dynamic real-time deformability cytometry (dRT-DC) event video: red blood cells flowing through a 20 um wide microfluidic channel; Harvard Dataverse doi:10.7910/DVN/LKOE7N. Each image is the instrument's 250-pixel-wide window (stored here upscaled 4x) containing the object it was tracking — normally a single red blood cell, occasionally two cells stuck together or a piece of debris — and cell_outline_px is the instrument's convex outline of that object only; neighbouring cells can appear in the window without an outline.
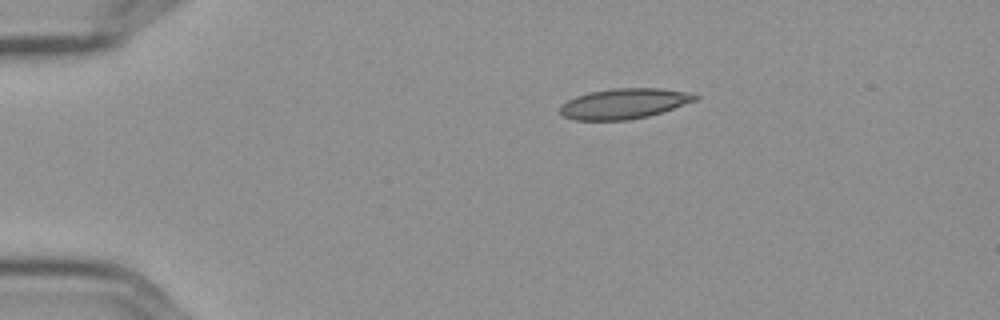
{"species": "Egyptian fruit bat (a non-hibernating species)", "species_latin": "Rousettus aegyptiacus", "temperature_condition": "cold", "stored_images_in_passage": 9, "camera_frame_rate_fps": 3000, "um_per_image_px": 0.085, "frame": {"image": 1, "passage_image": 1, "time_ms": 0.0, "image_size_px": [1000, 320], "cell_outline_px": [[700, 96], [696, 100], [648, 116], [628, 120], [576, 120], [564, 116], [560, 112], [560, 104], [576, 96], [588, 92], [612, 88], [660, 88], [696, 92]], "centroid_in_image_um": [53.07, 8.79], "position_along_channel_um": 31.9, "area_um2": 23.99}}
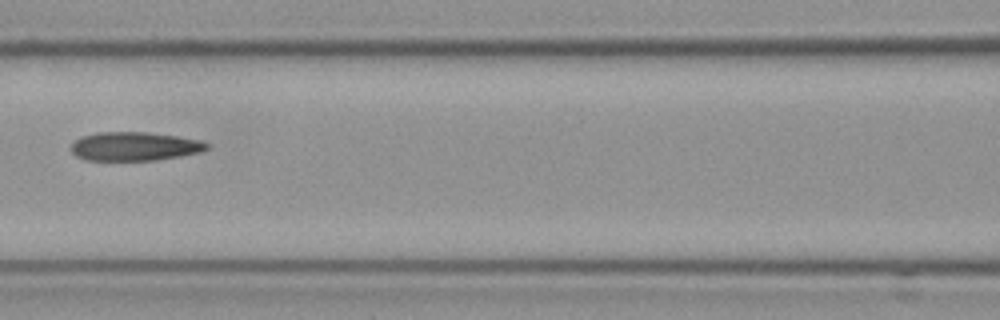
{"frame": {"image": 2, "passage_image": 5, "time_ms": 1.333, "image_size_px": [1000, 320], "cell_outline_px": [[212, 144], [208, 148], [200, 152], [180, 156], [156, 160], [84, 160], [76, 156], [72, 152], [72, 144], [80, 136], [96, 132], [144, 132], [176, 136], [204, 140]], "centroid_in_image_um": [11.47, 12.43], "position_along_channel_um": 155.1, "area_um2": 22.89}}
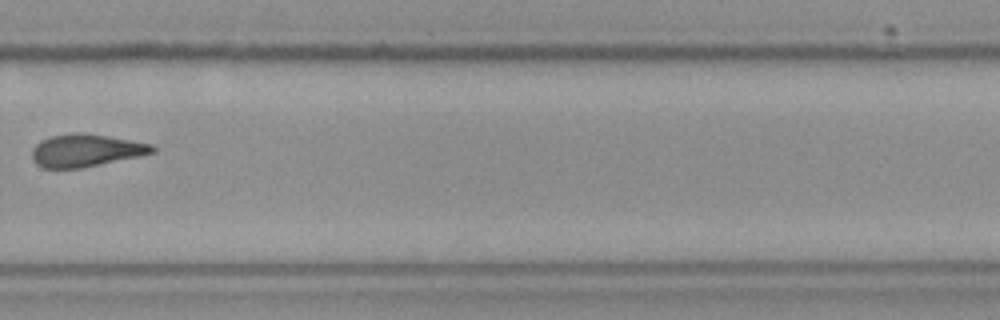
{"frame": {"image": 3, "passage_image": 9, "time_ms": 2.667, "image_size_px": [1000, 320], "cell_outline_px": [[156, 152], [80, 168], [44, 168], [36, 164], [32, 160], [32, 148], [40, 140], [52, 136], [76, 132], [80, 132], [108, 136], [152, 144], [156, 148]], "centroid_in_image_um": [7.26, 12.78], "position_along_channel_um": 322.5, "area_um2": 22.66}}